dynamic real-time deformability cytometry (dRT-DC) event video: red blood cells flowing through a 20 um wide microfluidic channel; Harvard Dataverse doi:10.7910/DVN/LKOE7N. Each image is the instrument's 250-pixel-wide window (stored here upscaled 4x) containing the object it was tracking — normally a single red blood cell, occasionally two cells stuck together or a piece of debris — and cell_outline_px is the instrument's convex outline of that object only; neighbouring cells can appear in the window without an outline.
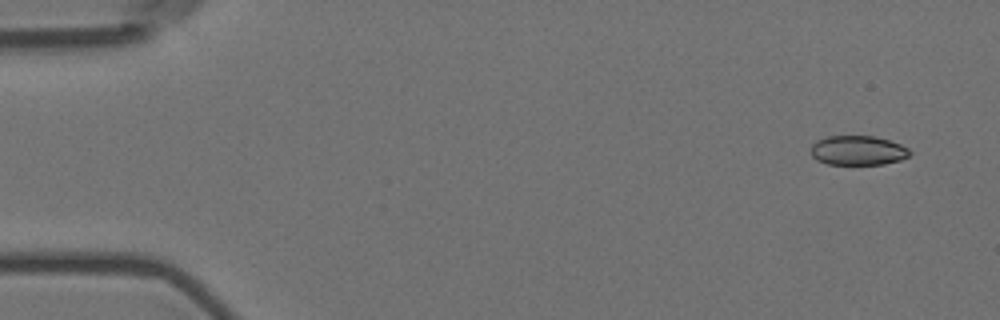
{"species": "Egyptian fruit bat (a non-hibernating species)", "species_latin": "Rousettus aegyptiacus", "temperature_condition": "room temperature", "stored_images_in_passage": 5, "camera_frame_rate_fps": 3000, "um_per_image_px": 0.085, "animal": {"sex": "female"}, "frame": {"image": 1, "passage_image": 1, "time_ms": 0.0, "image_size_px": [1000, 320], "cell_outline_px": [[912, 152], [908, 156], [900, 160], [884, 164], [828, 164], [816, 160], [812, 156], [812, 144], [816, 140], [828, 136], [876, 136], [900, 144], [908, 148]], "centroid_in_image_um": [72.92, 12.78], "position_along_channel_um": 12.1, "area_um2": 16.99}}
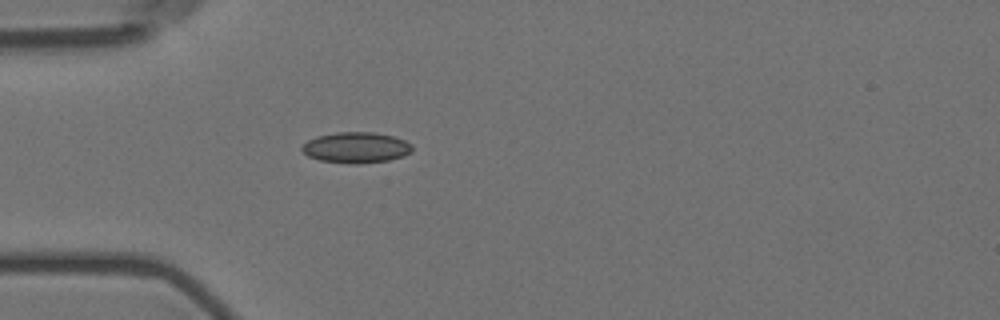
{"frame": {"image": 2, "passage_image": 5, "time_ms": 1.333, "image_size_px": [1000, 320], "cell_outline_px": [[412, 152], [404, 156], [388, 160], [356, 164], [348, 164], [320, 160], [308, 156], [300, 148], [308, 140], [316, 136], [336, 132], [372, 132], [392, 136], [404, 140], [412, 144]], "centroid_in_image_um": [30.27, 12.54], "position_along_channel_um": 54.7, "area_um2": 19.83}}